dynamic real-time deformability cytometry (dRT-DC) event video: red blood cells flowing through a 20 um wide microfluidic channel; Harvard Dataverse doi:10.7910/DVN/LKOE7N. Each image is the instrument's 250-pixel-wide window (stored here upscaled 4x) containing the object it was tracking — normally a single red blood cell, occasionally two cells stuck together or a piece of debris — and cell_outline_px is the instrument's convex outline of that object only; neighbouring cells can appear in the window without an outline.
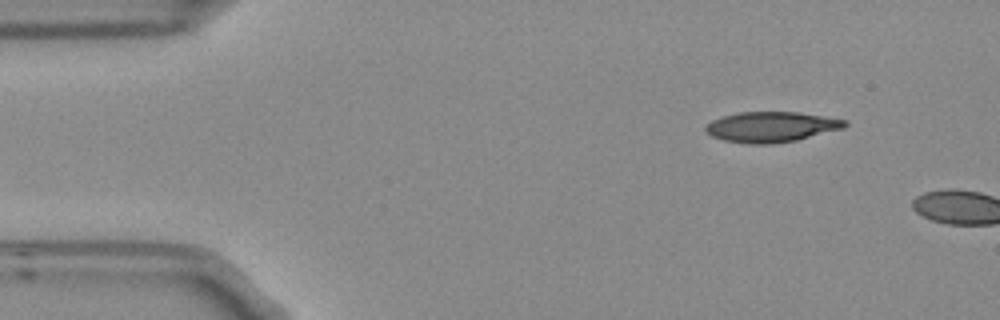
{"species": "Egyptian fruit bat (a non-hibernating species)", "species_latin": "Rousettus aegyptiacus", "temperature_condition": "room temperature", "stored_images_in_passage": 5, "segment_of_instrument_passage": [2, 2], "camera_frame_rate_fps": 3000, "um_per_image_px": 0.085, "frame": {"image": 1, "passage_image": 5, "time_ms": 1.333, "image_size_px": [1000, 320], "cell_outline_px": [[848, 124], [844, 128], [796, 140], [772, 144], [752, 144], [724, 140], [712, 136], [704, 128], [712, 120], [736, 112], [800, 112], [848, 120]], "centroid_in_image_um": [65.59, 10.78], "position_along_channel_um": 19.4, "area_um2": 24.57}}